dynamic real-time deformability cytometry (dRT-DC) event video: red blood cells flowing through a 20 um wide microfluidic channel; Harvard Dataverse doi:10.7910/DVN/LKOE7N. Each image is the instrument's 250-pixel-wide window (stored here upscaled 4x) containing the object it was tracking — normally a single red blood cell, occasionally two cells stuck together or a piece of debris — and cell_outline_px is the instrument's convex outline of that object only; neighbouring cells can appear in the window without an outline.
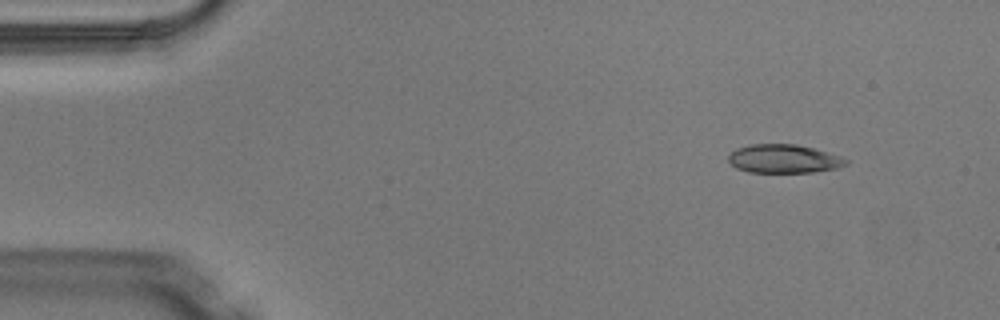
{"species": "Egyptian fruit bat (a non-hibernating species)", "species_latin": "Rousettus aegyptiacus", "temperature_condition": "warm", "stored_images_in_passage": 5, "camera_frame_rate_fps": 3000, "um_per_image_px": 0.085, "animal": {"sex": "male"}, "frame": {"image": 1, "passage_image": 1, "time_ms": 0.0, "image_size_px": [1000, 320], "cell_outline_px": [[848, 164], [840, 168], [812, 172], [748, 172], [736, 168], [728, 160], [728, 156], [736, 148], [748, 144], [796, 144], [812, 148], [840, 156], [848, 160]], "centroid_in_image_um": [66.62, 13.5], "position_along_channel_um": 18.4, "area_um2": 19.59}}
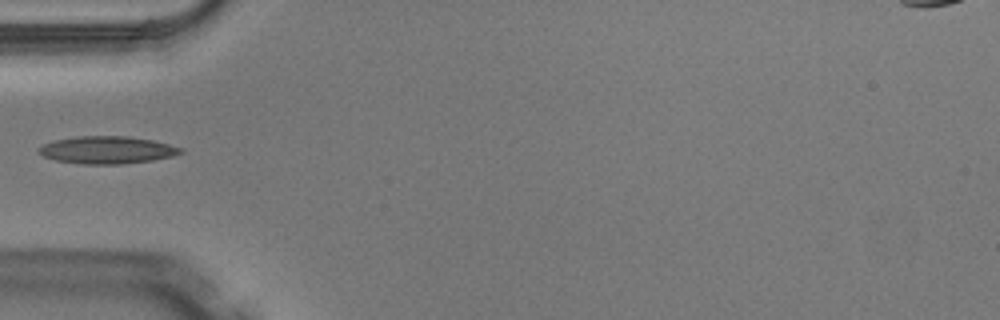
{"frame": {"image": 2, "passage_image": 4, "time_ms": 1.0, "image_size_px": [1000, 320], "cell_outline_px": [[184, 152], [172, 156], [152, 160], [120, 164], [80, 164], [56, 160], [44, 156], [40, 152], [40, 148], [44, 144], [56, 140], [80, 136], [128, 136], [152, 140], [184, 148]], "centroid_in_image_um": [9.16, 12.75], "position_along_channel_um": 75.8, "area_um2": 22.43}}